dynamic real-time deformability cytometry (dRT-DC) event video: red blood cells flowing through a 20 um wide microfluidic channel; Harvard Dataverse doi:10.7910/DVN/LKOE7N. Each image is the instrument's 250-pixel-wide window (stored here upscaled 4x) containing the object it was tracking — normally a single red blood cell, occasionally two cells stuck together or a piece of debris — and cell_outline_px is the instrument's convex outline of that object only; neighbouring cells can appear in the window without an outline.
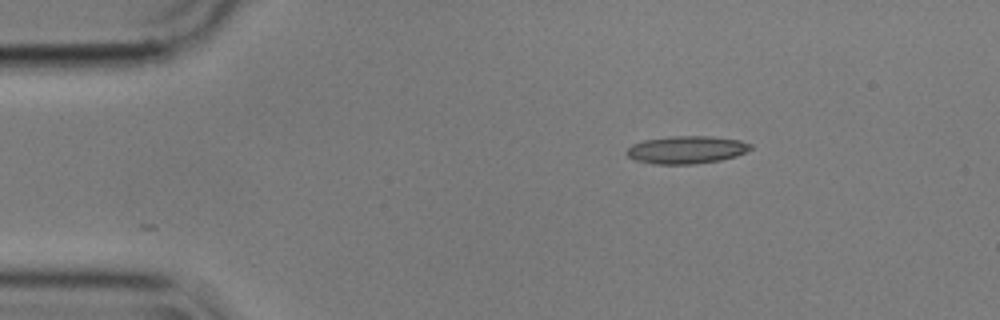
{"species": "common noctule bat (a hibernating species)", "species_latin": "Nyctalus noctula", "temperature_condition": "cold", "stored_images_in_passage": 48, "camera_frame_rate_fps": 3000, "um_per_image_px": 0.085, "animal": {"sex": "male", "body_mass_g": 17.9}, "frame": {"image": 1, "passage_image": 1, "time_ms": 0.0, "image_size_px": [1000, 320], "cell_outline_px": [[752, 148], [736, 156], [720, 160], [692, 164], [652, 164], [636, 160], [628, 156], [624, 152], [632, 144], [644, 140], [672, 136], [712, 136], [740, 140], [752, 144]], "centroid_in_image_um": [58.34, 12.73], "position_along_channel_um": 26.7, "area_um2": 20.0}}
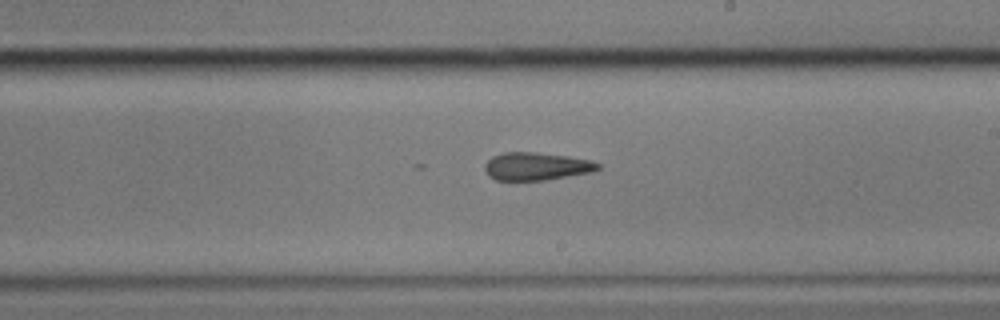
{"frame": {"image": 2, "passage_image": 24, "time_ms": 7.667, "image_size_px": [1000, 320], "cell_outline_px": [[600, 168], [592, 172], [544, 180], [496, 180], [488, 176], [484, 168], [484, 164], [492, 156], [504, 152], [536, 152], [568, 156], [588, 160], [600, 164]], "centroid_in_image_um": [45.55, 14.13], "position_along_channel_um": 243.4, "area_um2": 18.32}}
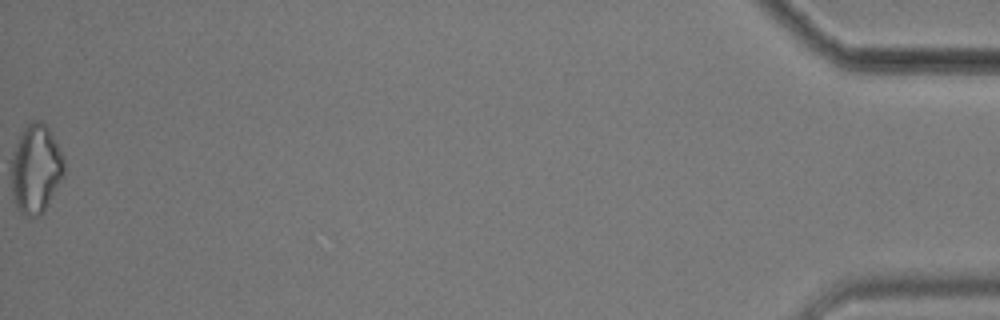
{"frame": {"image": 3, "passage_image": 48, "time_ms": 15.667, "image_size_px": [1000, 320], "cell_outline_px": [[64, 176], [44, 212], [40, 216], [24, 216], [20, 212], [16, 204], [12, 192], [12, 152], [20, 132], [32, 120], [40, 120], [48, 128], [64, 156]], "centroid_in_image_um": [3.05, 14.36], "position_along_channel_um": 432.1, "area_um2": 27.46}, "authors_computed_cell_mechanics": {"area_um2": 18.9873, "velocity_mm_per_s": 3.5775, "shape_relaxation_time_tau1_ms": null, "shape_relaxation_time_tau2_ms": 2.4994, "deformation_change_tau1": null, "deformation_change_tau2": 0.1227}}